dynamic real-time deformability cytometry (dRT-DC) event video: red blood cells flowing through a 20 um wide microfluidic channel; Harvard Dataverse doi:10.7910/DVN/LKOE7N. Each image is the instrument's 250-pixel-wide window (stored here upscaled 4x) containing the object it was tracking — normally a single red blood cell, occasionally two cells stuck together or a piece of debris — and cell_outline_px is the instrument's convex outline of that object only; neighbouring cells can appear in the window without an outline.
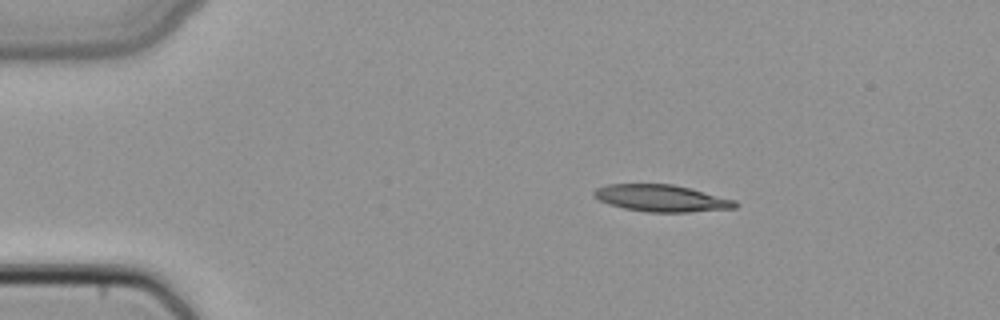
{"species": "common noctule bat (a hibernating species)", "species_latin": "Nyctalus noctula", "temperature_condition": "cold", "stored_images_in_passage": 5, "camera_frame_rate_fps": 3000, "um_per_image_px": 0.085, "animal": {"sex": "female", "body_mass_g": 22.7, "forearm_length_mm": 54.2}, "frame": {"image": 1, "passage_image": 2, "time_ms": 0.333, "image_size_px": [1000, 320], "cell_outline_px": [[740, 204], [736, 208], [688, 212], [648, 212], [624, 208], [608, 204], [592, 196], [592, 192], [596, 188], [608, 184], [672, 184], [736, 200]], "centroid_in_image_um": [56.21, 16.85], "position_along_channel_um": 28.8, "area_um2": 22.08}}
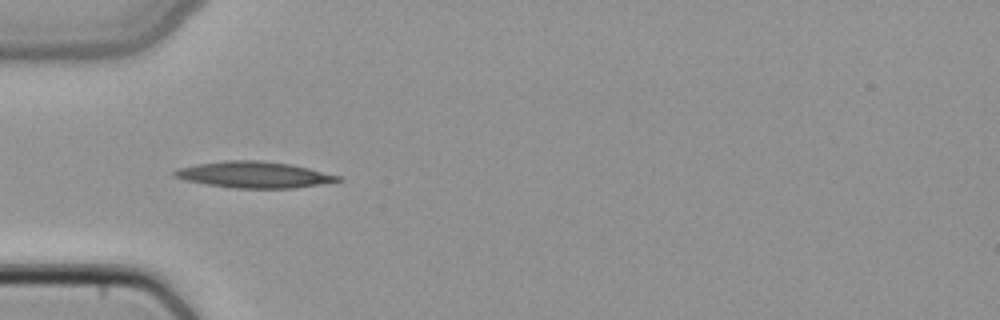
{"frame": {"image": 2, "passage_image": 4, "time_ms": 1.0, "image_size_px": [1000, 320], "cell_outline_px": [[344, 180], [296, 188], [236, 188], [208, 184], [184, 180], [172, 176], [172, 172], [180, 168], [196, 164], [224, 160], [256, 160], [292, 164], [340, 176]], "centroid_in_image_um": [21.59, 14.85], "position_along_channel_um": 63.4, "area_um2": 24.91}}
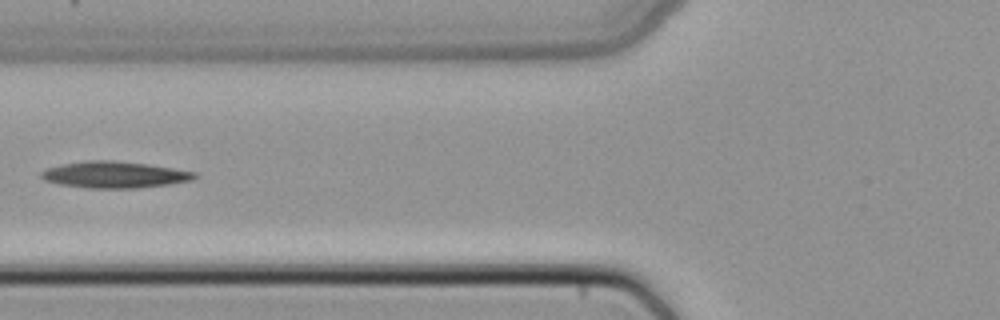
{"frame": {"image": 3, "passage_image": 5, "time_ms": 1.333, "image_size_px": [1000, 320], "cell_outline_px": [[200, 176], [192, 180], [168, 184], [136, 188], [88, 188], [60, 184], [44, 180], [40, 176], [40, 172], [44, 168], [60, 164], [84, 160], [112, 160], [148, 164], [196, 172]], "centroid_in_image_um": [9.7, 14.84], "position_along_channel_um": 116.1, "area_um2": 23.87}}